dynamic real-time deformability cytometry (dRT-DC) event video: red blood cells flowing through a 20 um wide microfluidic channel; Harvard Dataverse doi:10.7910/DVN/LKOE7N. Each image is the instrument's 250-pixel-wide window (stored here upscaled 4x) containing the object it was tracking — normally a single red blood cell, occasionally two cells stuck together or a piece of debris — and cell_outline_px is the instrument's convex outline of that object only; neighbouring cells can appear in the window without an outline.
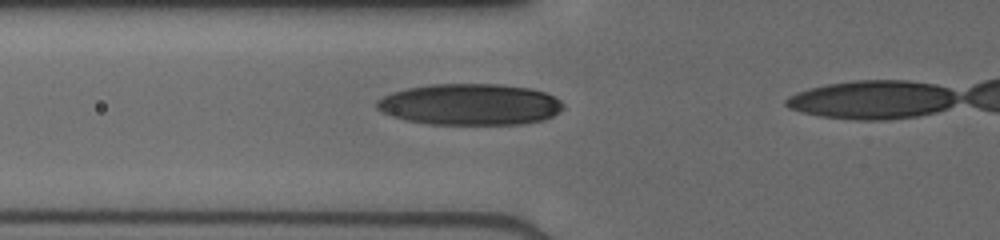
{"species": "human", "species_latin": "Homo sapiens", "temperature_condition": "cold", "stored_images_in_passage": 3, "camera_frame_rate_fps": 3000, "um_per_image_px": 0.085, "donor": {"sex": "male"}, "frame": {"image": 1, "passage_image": 2, "time_ms": 0.333, "image_size_px": [1000, 240], "cell_outline_px": [[564, 108], [552, 116], [544, 120], [524, 124], [428, 124], [404, 120], [392, 116], [376, 108], [376, 100], [392, 92], [408, 88], [432, 84], [500, 84], [532, 88], [544, 92], [560, 100], [564, 104]], "centroid_in_image_um": [39.96, 8.88], "position_along_channel_um": 85.8, "area_um2": 45.08}}